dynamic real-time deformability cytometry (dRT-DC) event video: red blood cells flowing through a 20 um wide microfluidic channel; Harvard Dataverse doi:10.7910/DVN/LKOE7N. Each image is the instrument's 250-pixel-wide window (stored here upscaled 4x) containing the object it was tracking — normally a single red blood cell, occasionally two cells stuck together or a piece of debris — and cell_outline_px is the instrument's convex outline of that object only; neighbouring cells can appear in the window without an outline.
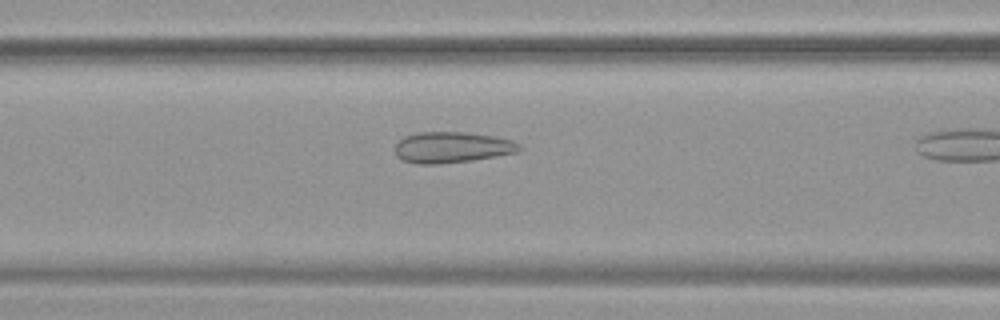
{"species": "common noctule bat (a hibernating species)", "species_latin": "Nyctalus noctula", "temperature_condition": "warm", "stored_images_in_passage": 4, "camera_frame_rate_fps": 3000, "um_per_image_px": 0.085, "animal": {"sex": "female", "body_mass_g": 19.9}, "frame": {"image": 1, "passage_image": 3, "time_ms": 0.667, "image_size_px": [1000, 320], "cell_outline_px": [[520, 152], [472, 160], [440, 164], [416, 164], [400, 160], [396, 156], [396, 144], [404, 136], [420, 132], [464, 132], [492, 136], [512, 140], [520, 144]], "centroid_in_image_um": [38.4, 12.53], "position_along_channel_um": 128.2, "area_um2": 22.48}}